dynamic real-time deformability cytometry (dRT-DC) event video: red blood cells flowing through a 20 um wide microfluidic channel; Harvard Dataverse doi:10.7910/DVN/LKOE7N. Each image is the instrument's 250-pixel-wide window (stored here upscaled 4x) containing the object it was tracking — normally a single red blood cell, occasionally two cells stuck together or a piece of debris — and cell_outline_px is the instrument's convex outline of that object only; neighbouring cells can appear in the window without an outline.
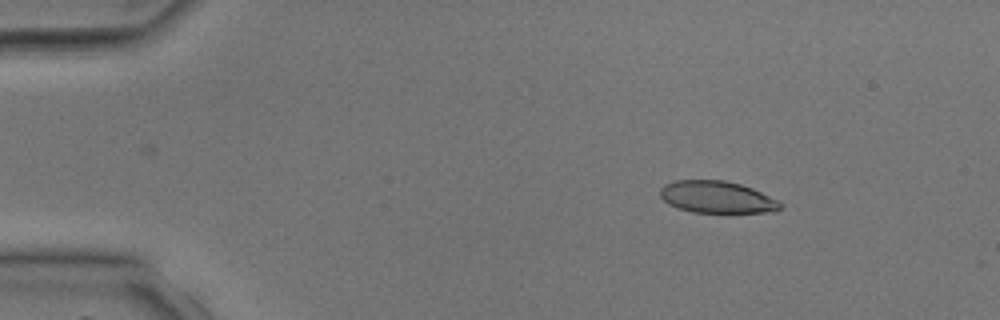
{"species": "common noctule bat (a hibernating species)", "species_latin": "Nyctalus noctula", "temperature_condition": "room temperature", "stored_images_in_passage": 34, "camera_frame_rate_fps": 3000, "um_per_image_px": 0.085, "animal": {"sex": "male", "body_mass_g": 17.9, "forearm_length_mm": 54.2}, "frame": {"image": 1, "passage_image": 5, "time_ms": 1.333, "image_size_px": [1000, 320], "cell_outline_px": [[784, 204], [776, 212], [692, 212], [676, 208], [668, 204], [660, 196], [660, 188], [664, 184], [676, 180], [724, 180], [740, 184], [752, 188], [780, 200]], "centroid_in_image_um": [60.95, 16.75], "position_along_channel_um": 24.0, "area_um2": 22.6}}
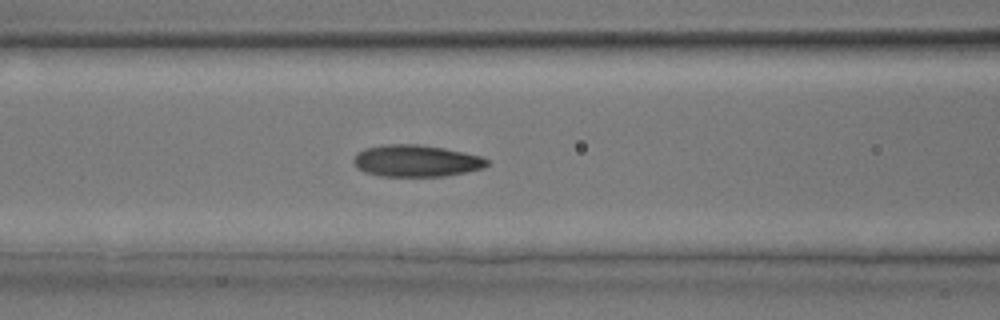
{"frame": {"image": 2, "passage_image": 16, "time_ms": 5.0, "image_size_px": [1000, 320], "cell_outline_px": [[488, 164], [484, 168], [444, 176], [380, 176], [364, 172], [356, 168], [352, 160], [356, 152], [364, 148], [384, 144], [416, 144], [444, 148], [464, 152], [480, 156], [488, 160]], "centroid_in_image_um": [35.31, 13.67], "position_along_channel_um": 131.3, "area_um2": 24.85}}
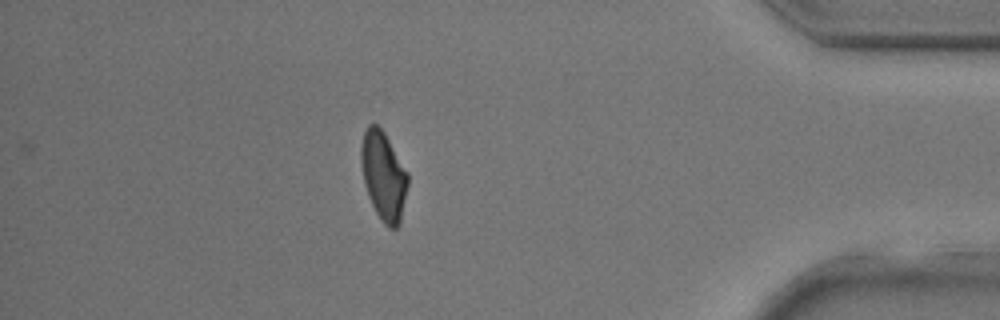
{"frame": {"image": 3, "passage_image": 34, "time_ms": 11.0, "image_size_px": [1000, 320], "cell_outline_px": [[408, 184], [400, 224], [396, 228], [388, 228], [384, 224], [376, 212], [368, 196], [364, 184], [360, 160], [360, 148], [364, 132], [368, 124], [376, 124], [384, 132], [408, 172]], "centroid_in_image_um": [32.59, 14.95], "position_along_channel_um": 402.6, "area_um2": 24.22}}